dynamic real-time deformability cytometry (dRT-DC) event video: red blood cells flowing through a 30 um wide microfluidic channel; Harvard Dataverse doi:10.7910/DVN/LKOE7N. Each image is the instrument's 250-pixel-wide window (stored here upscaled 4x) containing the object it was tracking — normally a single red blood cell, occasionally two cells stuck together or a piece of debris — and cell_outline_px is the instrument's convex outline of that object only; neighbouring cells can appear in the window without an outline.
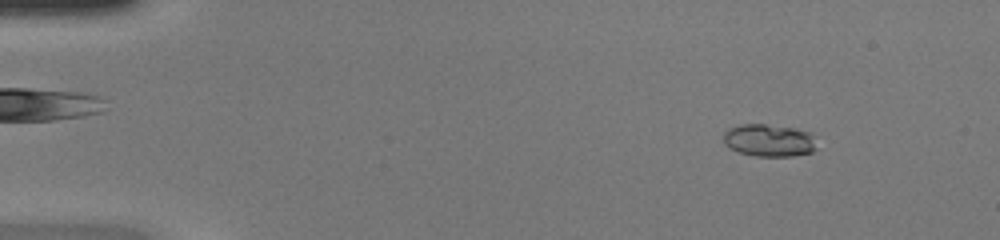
{"species": "common noctule bat (a hibernating species)", "species_latin": "Nyctalus noctula", "temperature_condition": "warm", "stored_images_in_passage": 48, "camera_frame_rate_fps": 3000, "um_per_image_px": 0.085, "animal": {"sex": "female", "body_mass_g": 20.0, "forearm_length_mm": 54.0}, "frame": {"image": 1, "passage_image": 5, "time_ms": 1.333, "image_size_px": [1000, 240], "cell_outline_px": [[816, 148], [812, 152], [792, 156], [756, 156], [740, 152], [728, 148], [724, 144], [724, 132], [728, 128], [740, 124], [764, 124], [796, 128], [808, 132], [812, 136]], "centroid_in_image_um": [65.33, 11.92], "position_along_channel_um": 19.7, "area_um2": 17.63}}
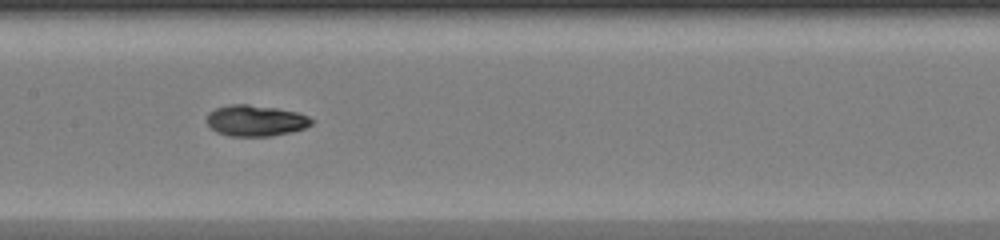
{"frame": {"image": 2, "passage_image": 24, "time_ms": 7.667, "image_size_px": [1000, 240], "cell_outline_px": [[316, 120], [312, 124], [304, 128], [292, 132], [272, 136], [228, 136], [216, 132], [204, 120], [208, 112], [216, 108], [228, 104], [248, 104], [276, 108], [296, 112], [308, 116]], "centroid_in_image_um": [21.71, 10.25], "position_along_channel_um": 185.7, "area_um2": 19.25}}
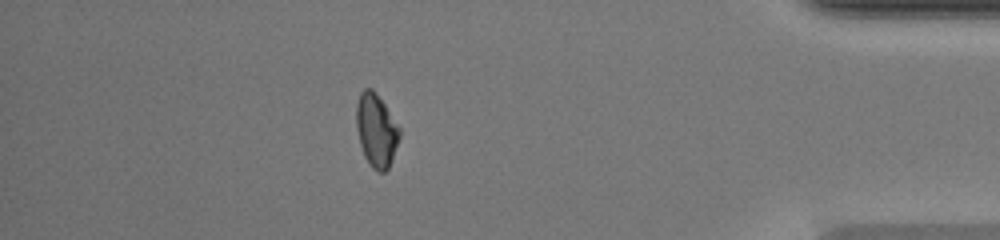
{"frame": {"image": 3, "passage_image": 42, "time_ms": 13.667, "image_size_px": [1000, 240], "cell_outline_px": [[400, 136], [388, 168], [384, 172], [376, 172], [368, 164], [364, 156], [360, 144], [356, 128], [356, 104], [360, 92], [364, 88], [372, 88], [384, 104], [400, 128]], "centroid_in_image_um": [31.96, 11.08], "position_along_channel_um": 403.2, "area_um2": 18.38}, "authors_computed_cell_mechanics": {"area_um2": 18.1203, "velocity_mm_per_s": 4.2906, "shape_relaxation_time_tau1_ms": 4.6695, "shape_relaxation_time_tau2_ms": 2.2683, "deformation_change_tau1": 0.1863, "deformation_change_tau2": 0.0677}}